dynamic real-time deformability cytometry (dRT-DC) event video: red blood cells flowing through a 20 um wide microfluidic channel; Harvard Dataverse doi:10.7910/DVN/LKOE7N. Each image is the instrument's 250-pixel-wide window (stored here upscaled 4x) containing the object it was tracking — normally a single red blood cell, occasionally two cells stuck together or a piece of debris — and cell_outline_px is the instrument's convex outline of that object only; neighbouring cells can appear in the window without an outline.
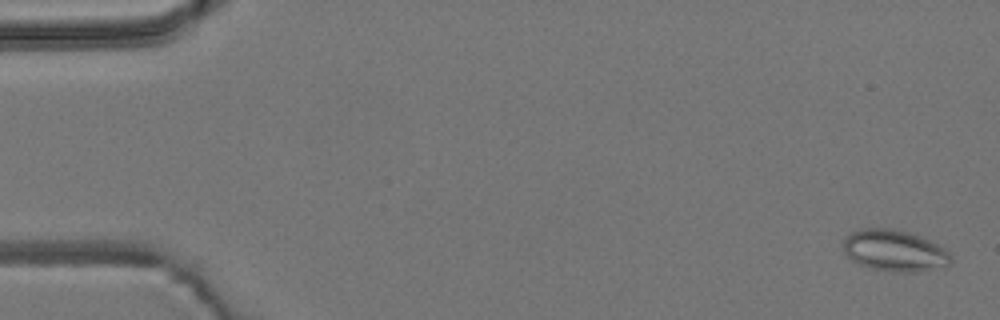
{"species": "common noctule bat (a hibernating species)", "species_latin": "Nyctalus noctula", "temperature_condition": "room temperature", "stored_images_in_passage": 55, "camera_frame_rate_fps": 3000, "um_per_image_px": 0.085, "animal": {"sex": "male", "body_mass_g": 19.2, "forearm_length_mm": 51.8}, "frame": {"image": 1, "passage_image": 2, "time_ms": 0.333, "image_size_px": [1000, 320], "cell_outline_px": [[952, 264], [916, 272], [892, 272], [872, 268], [860, 264], [852, 260], [844, 252], [844, 240], [852, 232], [860, 228], [892, 228], [908, 232], [928, 240], [944, 248], [952, 256]], "centroid_in_image_um": [76.04, 21.3], "position_along_channel_um": 9.0, "area_um2": 25.78}}
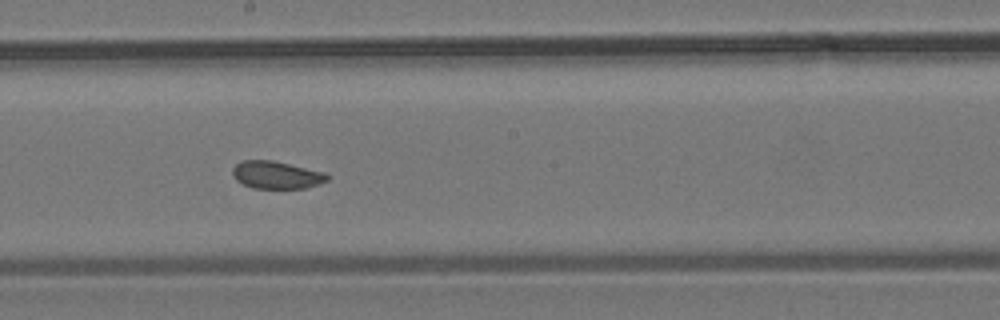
{"frame": {"image": 2, "passage_image": 30, "time_ms": 9.667, "image_size_px": [1000, 320], "cell_outline_px": [[332, 176], [328, 180], [308, 188], [252, 188], [236, 180], [232, 172], [232, 168], [236, 164], [244, 160], [272, 160], [324, 172]], "centroid_in_image_um": [23.52, 14.87], "position_along_channel_um": 224.7, "area_um2": 15.2}}
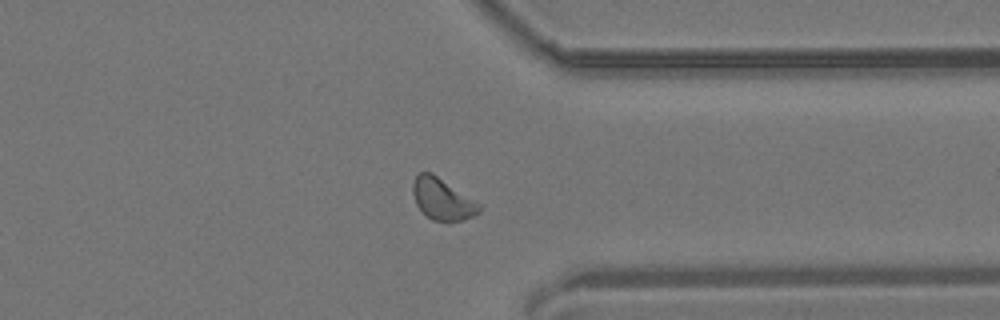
{"frame": {"image": 3, "passage_image": 42, "time_ms": 13.667, "image_size_px": [1000, 320], "cell_outline_px": [[480, 212], [472, 216], [448, 224], [432, 220], [416, 204], [412, 192], [412, 184], [416, 176], [420, 172], [432, 172], [476, 200], [480, 204]], "centroid_in_image_um": [37.61, 16.93], "position_along_channel_um": 373.8, "area_um2": 16.3}}